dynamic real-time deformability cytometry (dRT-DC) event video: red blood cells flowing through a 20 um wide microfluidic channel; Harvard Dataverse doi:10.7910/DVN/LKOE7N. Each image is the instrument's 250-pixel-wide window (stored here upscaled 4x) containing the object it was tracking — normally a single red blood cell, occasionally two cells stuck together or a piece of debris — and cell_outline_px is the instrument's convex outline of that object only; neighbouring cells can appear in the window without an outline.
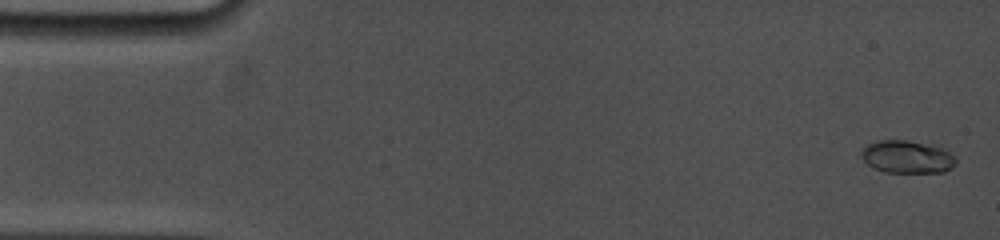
{"species": "common noctule bat (a hibernating species)", "species_latin": "Nyctalus noctula", "temperature_condition": "cold", "stored_images_in_passage": 18, "camera_frame_rate_fps": 5000, "um_per_image_px": 0.085, "animal": {"sex": "female", "body_mass_g": 19.0, "forearm_length_mm": 53.3}, "frame": {"image": 1, "passage_image": 1, "time_ms": 0.0, "image_size_px": [1000, 240], "cell_outline_px": [[956, 164], [952, 168], [944, 172], [884, 172], [872, 168], [864, 160], [860, 152], [860, 148], [876, 140], [908, 140], [940, 148], [956, 156]], "centroid_in_image_um": [77.07, 13.34], "position_along_channel_um": 7.9, "area_um2": 18.03}}
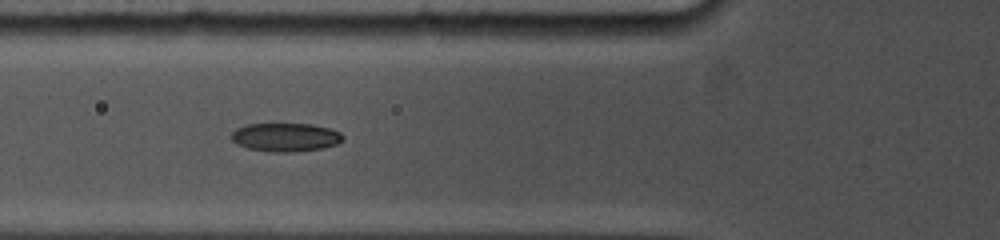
{"frame": {"image": 2, "passage_image": 11, "time_ms": 5.8, "image_size_px": [1000, 240], "cell_outline_px": [[344, 140], [336, 144], [324, 148], [292, 152], [272, 152], [248, 148], [236, 144], [228, 136], [236, 128], [244, 124], [272, 120], [312, 124], [328, 128], [340, 132], [344, 136]], "centroid_in_image_um": [24.2, 11.6], "position_along_channel_um": 101.6, "area_um2": 19.71}}
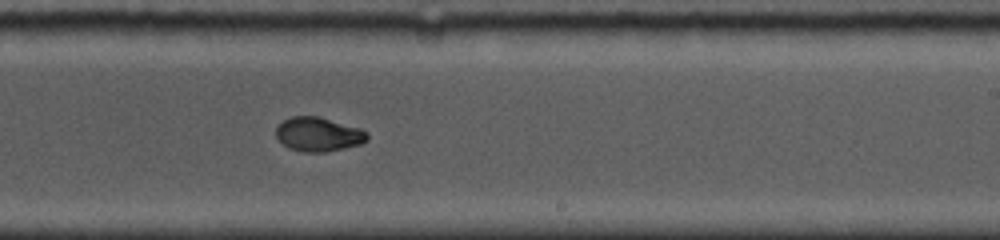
{"frame": {"image": 3, "passage_image": 18, "time_ms": 10.0, "image_size_px": [1000, 240], "cell_outline_px": [[368, 140], [360, 144], [344, 148], [324, 152], [300, 152], [288, 148], [276, 136], [276, 128], [284, 120], [292, 116], [316, 116], [360, 128], [368, 132]], "centroid_in_image_um": [27.07, 11.43], "position_along_channel_um": 261.9, "area_um2": 18.03}}